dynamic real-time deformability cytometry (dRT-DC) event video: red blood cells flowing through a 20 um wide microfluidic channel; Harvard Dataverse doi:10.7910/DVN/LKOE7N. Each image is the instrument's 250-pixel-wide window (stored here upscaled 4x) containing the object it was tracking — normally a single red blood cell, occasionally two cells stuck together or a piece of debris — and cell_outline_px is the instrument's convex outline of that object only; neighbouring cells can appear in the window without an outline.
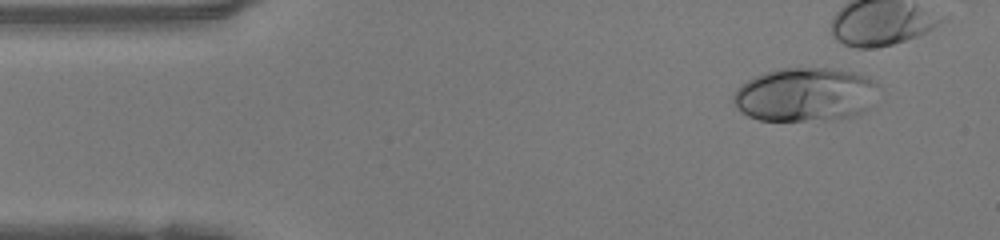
{"species": "human", "species_latin": "Homo sapiens", "temperature_condition": "warm", "stored_images_in_passage": 37, "camera_frame_rate_fps": 3000, "um_per_image_px": 0.085, "donor": {"sex": "female"}, "frame": {"image": 1, "passage_image": 4, "time_ms": 1.0, "image_size_px": [1000, 240], "cell_outline_px": [[880, 84], [868, 108], [864, 112], [856, 116], [832, 120], [760, 120], [748, 116], [740, 112], [732, 100], [732, 96], [748, 80], [756, 76], [780, 68], [828, 68], [852, 72], [864, 76]], "centroid_in_image_um": [68.46, 8.06], "position_along_channel_um": 16.5, "area_um2": 45.37}}
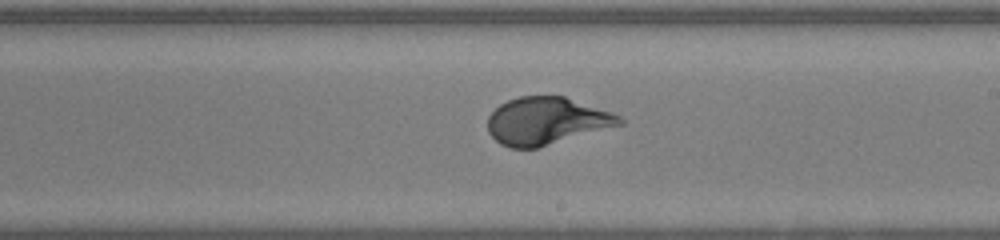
{"frame": {"image": 2, "passage_image": 26, "time_ms": 8.333, "image_size_px": [1000, 240], "cell_outline_px": [[624, 124], [536, 148], [512, 148], [500, 144], [488, 132], [488, 116], [500, 104], [508, 100], [520, 96], [564, 96], [612, 112], [620, 116], [624, 120]], "centroid_in_image_um": [46.45, 10.28], "position_along_channel_um": 242.5, "area_um2": 36.24}}
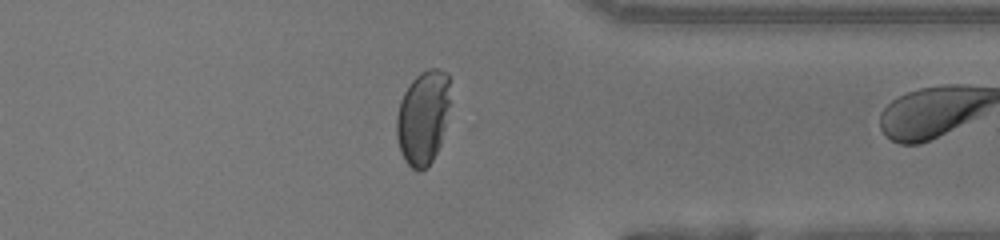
{"frame": {"image": 3, "passage_image": 36, "time_ms": 11.667, "image_size_px": [1000, 240], "cell_outline_px": [[448, 104], [444, 128], [440, 144], [432, 160], [420, 172], [412, 168], [404, 160], [400, 152], [396, 136], [396, 116], [400, 100], [404, 92], [412, 80], [420, 72], [428, 68], [440, 68], [448, 72]], "centroid_in_image_um": [35.92, 9.97], "position_along_channel_um": 375.5, "area_um2": 29.19}}